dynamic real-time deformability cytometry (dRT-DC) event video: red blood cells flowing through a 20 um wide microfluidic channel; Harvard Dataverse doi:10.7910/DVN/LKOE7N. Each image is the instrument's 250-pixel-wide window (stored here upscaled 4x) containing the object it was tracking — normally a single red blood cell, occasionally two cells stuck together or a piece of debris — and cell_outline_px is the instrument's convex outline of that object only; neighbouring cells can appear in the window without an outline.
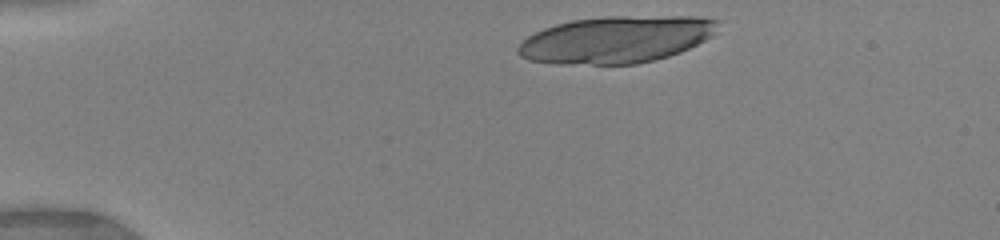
{"species": "human", "species_latin": "Homo sapiens", "temperature_condition": "warm", "stored_images_in_passage": 3, "camera_frame_rate_fps": 3000, "um_per_image_px": 0.085, "donor": {"sex": "female"}, "frame": {"image": 1, "passage_image": 1, "time_ms": 0.0, "image_size_px": [1000, 240], "cell_outline_px": [[720, 20], [712, 36], [680, 52], [668, 56], [636, 64], [560, 64], [528, 60], [520, 56], [516, 52], [516, 48], [528, 36], [544, 28], [556, 24], [572, 20], [608, 16], [696, 16]], "centroid_in_image_um": [52.36, 3.35], "position_along_channel_um": 32.6, "area_um2": 54.62}}